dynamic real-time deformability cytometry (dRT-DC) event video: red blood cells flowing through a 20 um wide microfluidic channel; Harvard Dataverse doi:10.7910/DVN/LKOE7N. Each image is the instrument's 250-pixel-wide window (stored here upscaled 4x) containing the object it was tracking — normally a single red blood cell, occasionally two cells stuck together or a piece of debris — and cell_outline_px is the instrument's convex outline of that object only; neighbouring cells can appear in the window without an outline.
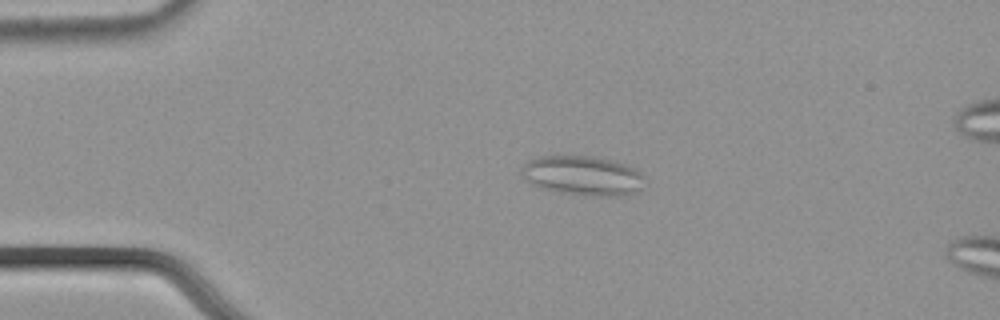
{"species": "common noctule bat (a hibernating species)", "species_latin": "Nyctalus noctula", "temperature_condition": "cold", "stored_images_in_passage": 57, "camera_frame_rate_fps": 3000, "um_per_image_px": 0.085, "animal": {"sex": "male", "body_mass_g": 21.5, "forearm_length_mm": 52.0}, "frame": {"image": 1, "passage_image": 13, "time_ms": 4.0, "image_size_px": [1000, 320], "cell_outline_px": [[644, 176], [640, 188], [636, 192], [620, 196], [584, 196], [544, 188], [532, 184], [524, 176], [524, 164], [528, 160], [540, 156], [596, 156], [624, 164], [636, 168]], "centroid_in_image_um": [49.58, 14.92], "position_along_channel_um": 35.4, "area_um2": 27.98}}
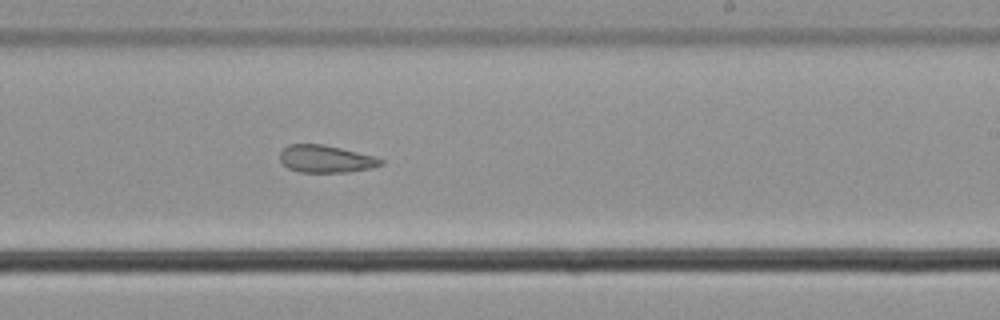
{"frame": {"image": 2, "passage_image": 35, "time_ms": 11.333, "image_size_px": [1000, 320], "cell_outline_px": [[384, 164], [372, 168], [348, 172], [300, 172], [288, 168], [280, 160], [280, 152], [288, 144], [324, 144], [372, 156], [384, 160]], "centroid_in_image_um": [27.69, 13.51], "position_along_channel_um": 261.3, "area_um2": 16.01}}
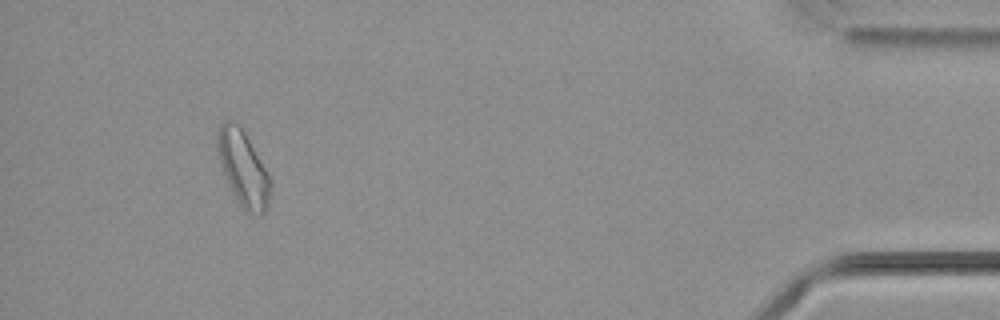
{"frame": {"image": 3, "passage_image": 53, "time_ms": 17.333, "image_size_px": [1000, 320], "cell_outline_px": [[272, 184], [268, 204], [264, 212], [260, 216], [248, 216], [244, 212], [220, 164], [216, 148], [216, 136], [220, 124], [224, 120], [236, 120], [244, 132], [268, 172]], "centroid_in_image_um": [20.68, 14.32], "position_along_channel_um": 414.5, "area_um2": 23.35}, "authors_computed_cell_mechanics": {"area_um2": 20.6924, "velocity_mm_per_s": 3.6725, "shape_relaxation_time_tau1_ms": null, "shape_relaxation_time_tau2_ms": 3.9849, "deformation_change_tau1": null, "deformation_change_tau2": 0.1125}}